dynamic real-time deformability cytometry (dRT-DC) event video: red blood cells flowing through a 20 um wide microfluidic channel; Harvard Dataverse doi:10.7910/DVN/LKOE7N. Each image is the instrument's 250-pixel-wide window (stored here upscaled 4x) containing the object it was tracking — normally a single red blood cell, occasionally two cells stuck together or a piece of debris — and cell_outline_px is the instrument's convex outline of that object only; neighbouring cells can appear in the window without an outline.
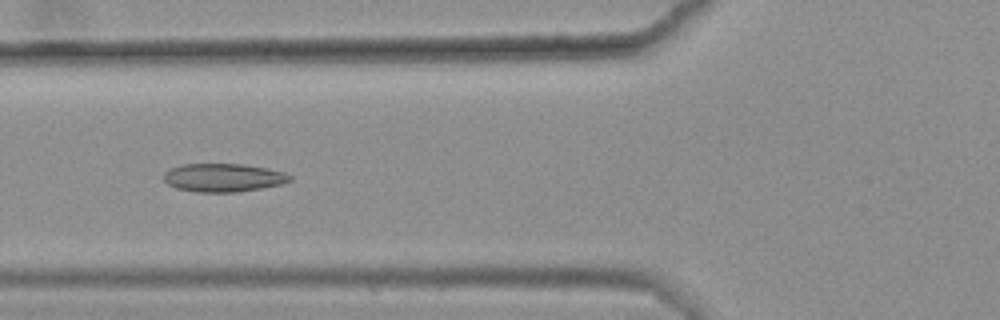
{"species": "common noctule bat (a hibernating species)", "species_latin": "Nyctalus noctula", "temperature_condition": "warm", "stored_images_in_passage": 34, "camera_frame_rate_fps": 3000, "um_per_image_px": 0.085, "animal": {"sex": "female", "body_mass_g": 25.1}, "frame": {"image": 1, "passage_image": 7, "time_ms": 2.0, "image_size_px": [1000, 320], "cell_outline_px": [[292, 180], [280, 184], [260, 188], [236, 192], [196, 192], [176, 188], [168, 184], [164, 180], [164, 172], [180, 164], [244, 164], [268, 168], [284, 172], [292, 176]], "centroid_in_image_um": [18.98, 15.09], "position_along_channel_um": 106.8, "area_um2": 20.81}}
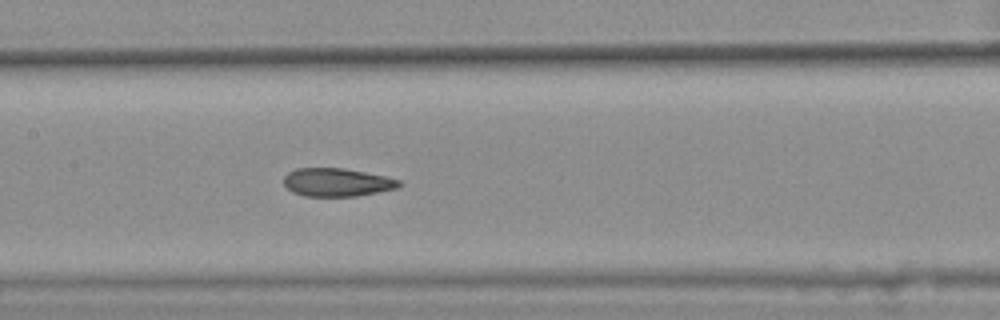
{"frame": {"image": 2, "passage_image": 13, "time_ms": 4.0, "image_size_px": [1000, 320], "cell_outline_px": [[404, 184], [396, 188], [356, 196], [304, 196], [292, 192], [284, 184], [284, 176], [288, 172], [296, 168], [344, 168], [384, 176], [400, 180]], "centroid_in_image_um": [28.62, 15.49], "position_along_channel_um": 178.8, "area_um2": 18.9}}
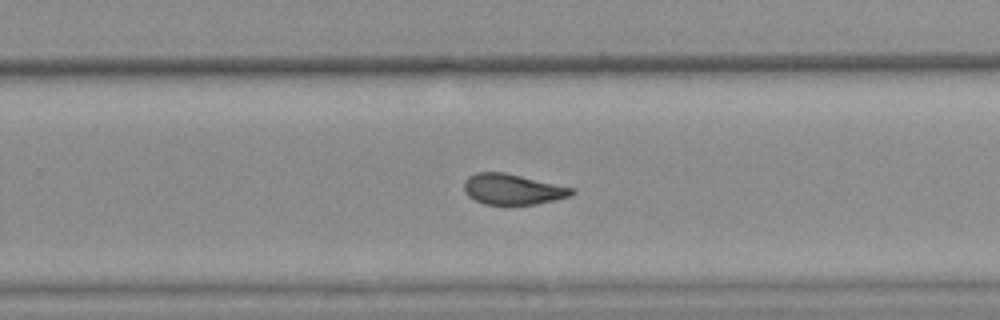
{"frame": {"image": 3, "passage_image": 22, "time_ms": 7.0, "image_size_px": [1000, 320], "cell_outline_px": [[576, 192], [572, 196], [556, 200], [536, 204], [484, 204], [468, 196], [464, 188], [464, 184], [468, 176], [476, 172], [504, 172], [576, 188]], "centroid_in_image_um": [43.63, 16.08], "position_along_channel_um": 286.2, "area_um2": 19.31}, "authors_computed_cell_mechanics": {"area_um2": 19.7676, "velocity_mm_per_s": 3.5944, "shape_relaxation_time_tau1_ms": null, "shape_relaxation_time_tau2_ms": 2.2313, "deformation_change_tau1": null, "deformation_change_tau2": 0.0722}}